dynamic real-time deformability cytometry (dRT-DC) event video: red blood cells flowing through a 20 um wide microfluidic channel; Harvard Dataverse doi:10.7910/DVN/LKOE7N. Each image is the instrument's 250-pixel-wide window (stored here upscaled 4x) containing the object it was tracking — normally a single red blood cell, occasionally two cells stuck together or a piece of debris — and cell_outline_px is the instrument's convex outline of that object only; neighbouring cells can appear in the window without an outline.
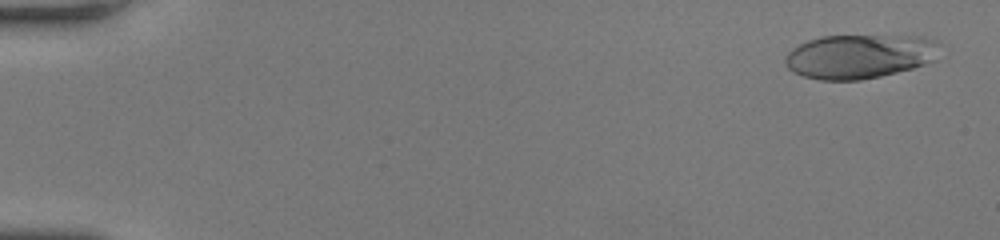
{"species": "human", "species_latin": "Homo sapiens", "temperature_condition": "room temperature", "stored_images_in_passage": 55, "camera_frame_rate_fps": 3000, "um_per_image_px": 0.085, "donor": {"sex": "female"}, "frame": {"image": 1, "passage_image": 2, "time_ms": 0.333, "image_size_px": [1000, 240], "cell_outline_px": [[936, 60], [912, 68], [880, 76], [860, 80], [820, 80], [804, 76], [792, 72], [784, 64], [784, 56], [792, 48], [808, 40], [820, 36], [924, 36], [936, 40]], "centroid_in_image_um": [73.01, 4.79], "position_along_channel_um": 12.0, "area_um2": 39.77}}
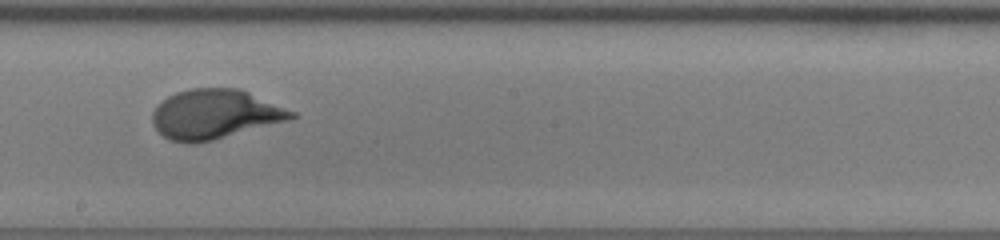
{"frame": {"image": 2, "passage_image": 32, "time_ms": 10.333, "image_size_px": [1000, 240], "cell_outline_px": [[296, 116], [288, 120], [212, 140], [196, 144], [184, 144], [168, 140], [152, 124], [152, 112], [156, 104], [168, 96], [176, 92], [192, 88], [240, 88], [296, 112]], "centroid_in_image_um": [18.21, 9.71], "position_along_channel_um": 230.0, "area_um2": 40.17}}
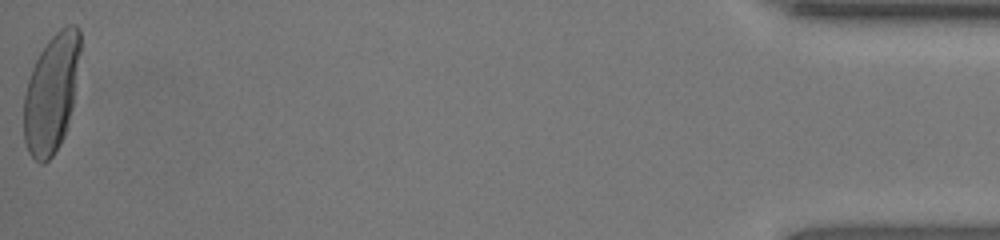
{"frame": {"image": 3, "passage_image": 55, "time_ms": 18.0, "image_size_px": [1000, 240], "cell_outline_px": [[80, 52], [72, 108], [68, 128], [60, 144], [52, 156], [44, 164], [40, 164], [28, 152], [24, 140], [24, 96], [28, 80], [32, 68], [40, 52], [48, 40], [60, 28], [68, 24], [76, 24], [80, 28]], "centroid_in_image_um": [4.38, 7.93], "position_along_channel_um": 430.8, "area_um2": 39.07}, "authors_computed_cell_mechanics": {"area_um2": 39.4774, "velocity_mm_per_s": 3.7741, "shape_relaxation_time_tau1_ms": 3.5752, "shape_relaxation_time_tau2_ms": null, "deformation_change_tau1": 0.2115, "deformation_change_tau2": null}}